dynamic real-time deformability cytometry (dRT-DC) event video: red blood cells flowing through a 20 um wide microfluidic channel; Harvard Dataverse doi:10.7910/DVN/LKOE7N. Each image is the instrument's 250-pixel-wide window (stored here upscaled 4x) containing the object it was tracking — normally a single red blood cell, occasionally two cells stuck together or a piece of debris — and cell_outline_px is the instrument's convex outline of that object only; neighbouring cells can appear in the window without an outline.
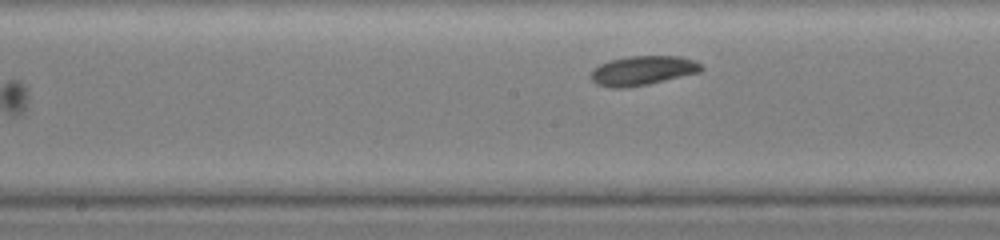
{"species": "common noctule bat (a hibernating species)", "species_latin": "Nyctalus noctula", "temperature_condition": "warm", "stored_images_in_passage": 21, "camera_frame_rate_fps": 3000, "um_per_image_px": 0.085, "animal": {"sex": "female", "body_mass_g": 19.0, "forearm_length_mm": 51.5}, "frame": {"image": 1, "passage_image": 21, "time_ms": 8.333, "image_size_px": [1000, 240], "cell_outline_px": [[704, 68], [700, 72], [648, 84], [624, 88], [608, 88], [596, 84], [588, 76], [592, 68], [608, 60], [628, 56], [680, 56], [696, 60]], "centroid_in_image_um": [54.58, 5.99], "position_along_channel_um": 193.6, "area_um2": 19.19}}